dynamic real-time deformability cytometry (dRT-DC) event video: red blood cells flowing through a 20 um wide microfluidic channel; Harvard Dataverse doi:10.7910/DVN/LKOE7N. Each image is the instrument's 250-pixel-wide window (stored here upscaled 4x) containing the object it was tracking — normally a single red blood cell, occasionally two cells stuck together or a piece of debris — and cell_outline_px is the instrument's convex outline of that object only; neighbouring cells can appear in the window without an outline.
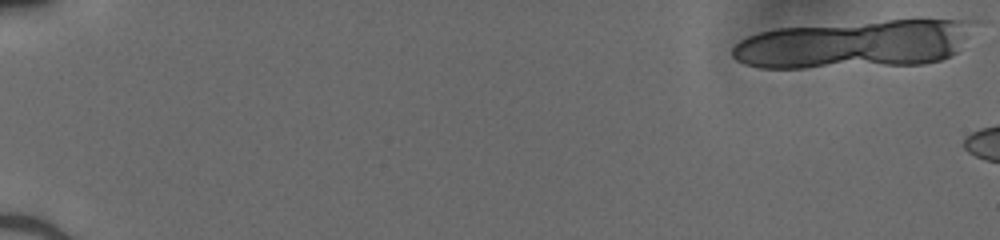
{"species": "human", "species_latin": "Homo sapiens", "temperature_condition": "cold", "stored_images_in_passage": 13, "camera_frame_rate_fps": 3000, "um_per_image_px": 0.085, "donor": {"sex": "male"}, "frame": {"image": 1, "passage_image": 1, "time_ms": 0.0, "image_size_px": [1000, 240], "cell_outline_px": [[980, 20], [956, 52], [940, 60], [924, 64], [804, 68], [760, 68], [744, 64], [736, 60], [732, 56], [732, 48], [740, 40], [748, 36], [760, 32], [780, 28], [888, 20]], "centroid_in_image_um": [72.63, 3.76], "position_along_channel_um": 12.4, "area_um2": 67.57}}